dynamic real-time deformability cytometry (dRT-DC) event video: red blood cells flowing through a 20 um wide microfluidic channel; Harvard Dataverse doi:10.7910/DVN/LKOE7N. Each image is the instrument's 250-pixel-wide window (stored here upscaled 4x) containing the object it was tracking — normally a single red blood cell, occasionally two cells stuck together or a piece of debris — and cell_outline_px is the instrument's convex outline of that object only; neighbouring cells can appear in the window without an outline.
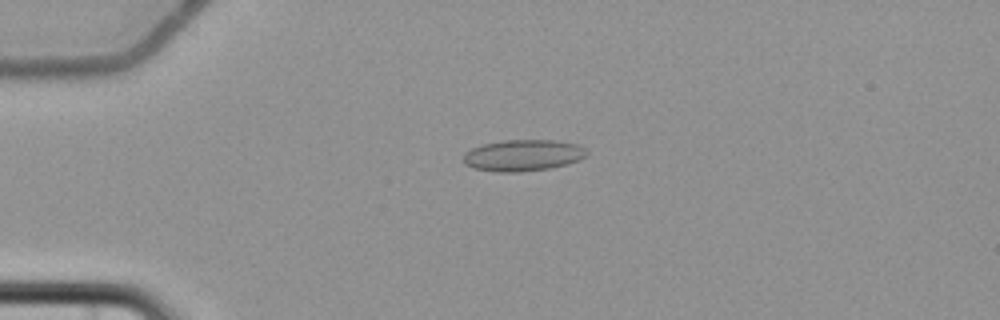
{"species": "common noctule bat (a hibernating species)", "species_latin": "Nyctalus noctula", "temperature_condition": "cold", "stored_images_in_passage": 5, "camera_frame_rate_fps": 3000, "um_per_image_px": 0.085, "animal": {"sex": "female", "body_mass_g": 22.7, "forearm_length_mm": 54.2}, "frame": {"image": 1, "passage_image": 4, "time_ms": 3.667, "image_size_px": [1000, 320], "cell_outline_px": [[588, 152], [580, 160], [568, 164], [548, 168], [520, 172], [496, 172], [472, 168], [464, 164], [464, 152], [472, 148], [484, 144], [504, 140], [552, 140], [576, 144], [584, 148]], "centroid_in_image_um": [44.43, 13.21], "position_along_channel_um": 40.6, "area_um2": 22.54}}